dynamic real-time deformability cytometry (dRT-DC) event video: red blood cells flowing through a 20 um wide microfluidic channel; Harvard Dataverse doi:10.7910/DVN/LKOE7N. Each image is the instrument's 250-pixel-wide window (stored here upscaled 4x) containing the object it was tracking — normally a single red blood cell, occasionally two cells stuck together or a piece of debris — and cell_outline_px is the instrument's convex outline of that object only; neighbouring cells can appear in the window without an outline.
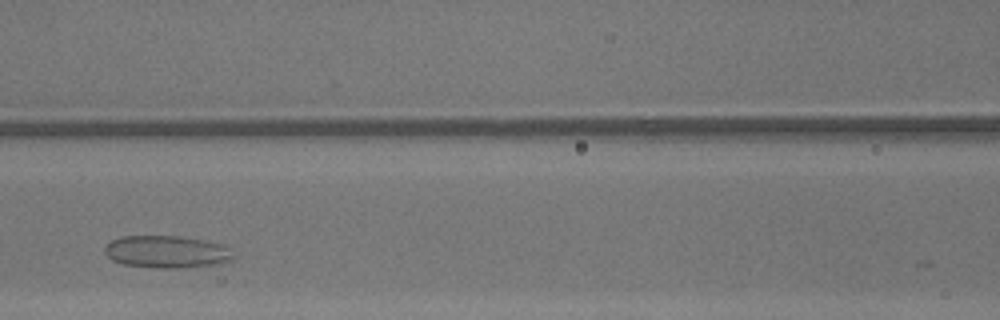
{"species": "common noctule bat (a hibernating species)", "species_latin": "Nyctalus noctula", "temperature_condition": "warm", "stored_images_in_passage": 26, "camera_frame_rate_fps": 3000, "um_per_image_px": 0.085, "animal": {"sex": "male", "body_mass_g": 13.3}, "frame": {"image": 1, "passage_image": 10, "time_ms": 3.0, "image_size_px": [1000, 320], "cell_outline_px": [[232, 256], [228, 260], [220, 264], [184, 268], [156, 268], [124, 264], [112, 260], [104, 252], [104, 248], [112, 240], [120, 236], [180, 236], [204, 240], [220, 244], [228, 248]], "centroid_in_image_um": [14.13, 21.4], "position_along_channel_um": 152.5, "area_um2": 24.1}}
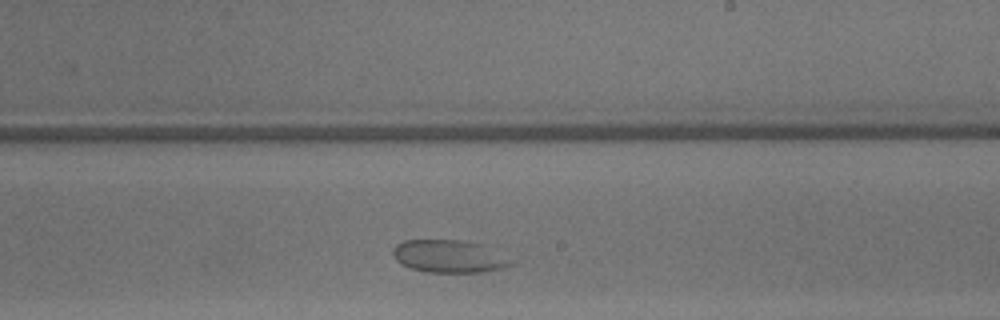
{"frame": {"image": 2, "passage_image": 17, "time_ms": 5.333, "image_size_px": [1000, 320], "cell_outline_px": [[512, 264], [500, 268], [484, 272], [428, 272], [408, 268], [400, 264], [396, 260], [392, 252], [392, 248], [396, 244], [404, 240], [460, 240], [484, 244], [512, 260]], "centroid_in_image_um": [38.12, 21.78], "position_along_channel_um": 250.9, "area_um2": 22.54}}
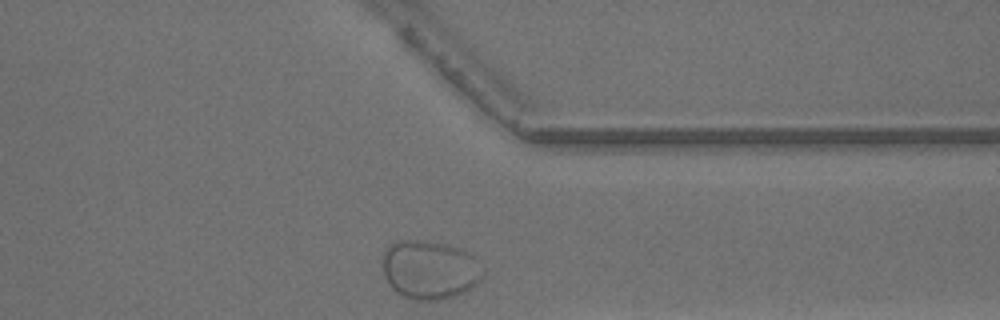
{"frame": {"image": 3, "passage_image": 26, "time_ms": 8.333, "image_size_px": [1000, 320], "cell_outline_px": [[480, 280], [476, 284], [464, 292], [456, 296], [440, 300], [412, 300], [396, 292], [388, 284], [384, 276], [380, 260], [388, 244], [396, 240], [420, 240], [444, 244], [456, 248], [472, 256], [476, 260], [480, 276]], "centroid_in_image_um": [36.4, 22.94], "position_along_channel_um": 375.0, "area_um2": 34.16}}